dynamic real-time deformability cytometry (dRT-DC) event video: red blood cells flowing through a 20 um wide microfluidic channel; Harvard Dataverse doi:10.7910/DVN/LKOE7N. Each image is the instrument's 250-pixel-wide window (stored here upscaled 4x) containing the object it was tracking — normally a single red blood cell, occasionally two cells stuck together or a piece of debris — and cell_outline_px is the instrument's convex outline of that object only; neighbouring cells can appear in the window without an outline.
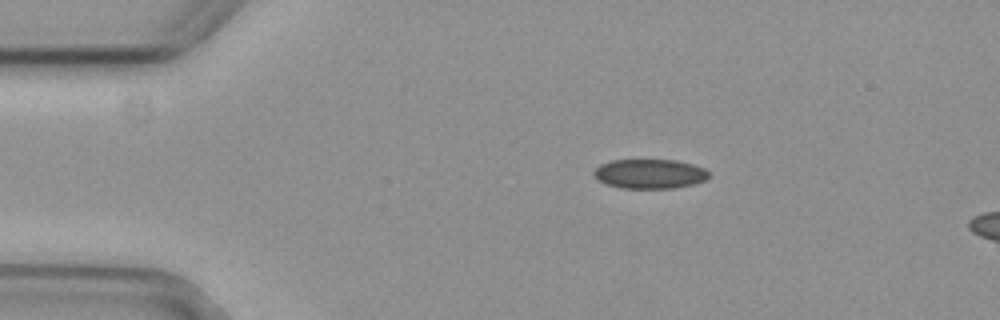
{"species": "common noctule bat (a hibernating species)", "species_latin": "Nyctalus noctula", "temperature_condition": "cold", "stored_images_in_passage": 4, "camera_frame_rate_fps": 3000, "um_per_image_px": 0.085, "animal": {"sex": "female", "body_mass_g": 29.2, "forearm_length_mm": 56.3}, "frame": {"image": 1, "passage_image": 2, "time_ms": 0.333, "image_size_px": [1000, 320], "cell_outline_px": [[708, 176], [704, 180], [692, 184], [672, 188], [620, 188], [608, 184], [600, 180], [592, 172], [600, 164], [612, 160], [676, 160], [692, 164], [704, 168], [708, 172]], "centroid_in_image_um": [55.21, 14.77], "position_along_channel_um": 29.8, "area_um2": 19.48}}